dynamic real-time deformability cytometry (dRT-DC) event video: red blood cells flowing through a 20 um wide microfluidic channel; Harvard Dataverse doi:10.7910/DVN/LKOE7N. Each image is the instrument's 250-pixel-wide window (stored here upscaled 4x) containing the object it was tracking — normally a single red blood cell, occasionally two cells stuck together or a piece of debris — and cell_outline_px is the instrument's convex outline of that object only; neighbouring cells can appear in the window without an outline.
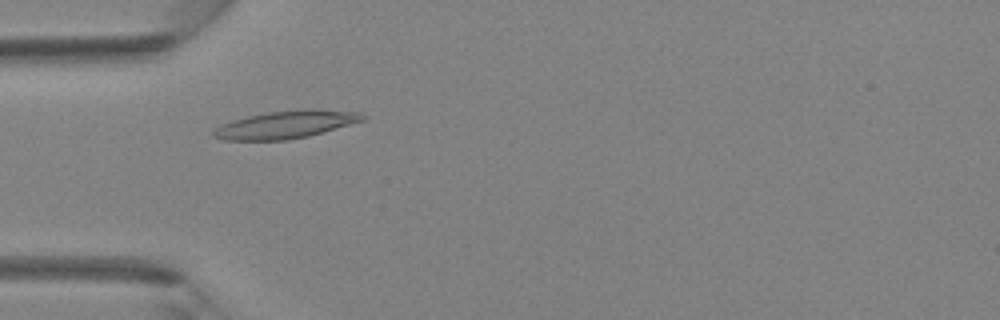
{"species": "Egyptian fruit bat (a non-hibernating species)", "species_latin": "Rousettus aegyptiacus", "temperature_condition": "room temperature", "stored_images_in_passage": 40, "camera_frame_rate_fps": 3000, "um_per_image_px": 0.085, "animal": {"sex": "female"}, "frame": {"image": 1, "passage_image": 11, "time_ms": 3.333, "image_size_px": [1000, 320], "cell_outline_px": [[368, 116], [364, 120], [308, 136], [288, 140], [224, 140], [212, 136], [212, 132], [220, 124], [232, 120], [248, 116], [268, 112], [300, 108], [316, 108], [360, 112]], "centroid_in_image_um": [24.31, 10.57], "position_along_channel_um": 60.7, "area_um2": 24.28}}
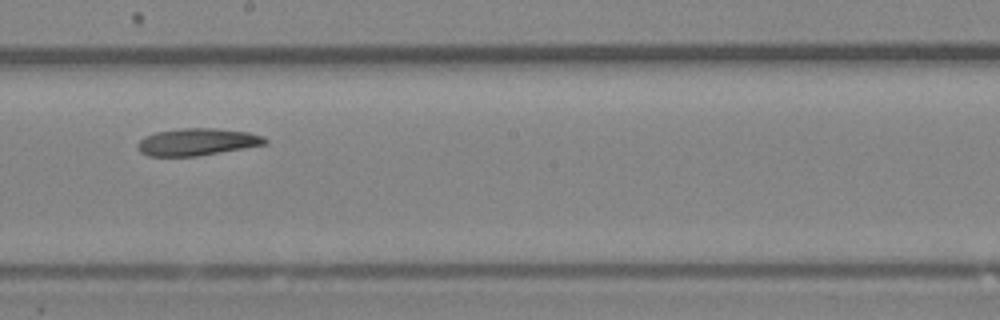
{"frame": {"image": 2, "passage_image": 22, "time_ms": 7.0, "image_size_px": [1000, 320], "cell_outline_px": [[268, 144], [196, 156], [148, 156], [140, 152], [136, 148], [136, 144], [144, 136], [156, 132], [180, 128], [216, 128], [248, 132], [264, 136], [268, 140]], "centroid_in_image_um": [16.74, 12.06], "position_along_channel_um": 231.5, "area_um2": 20.29}}
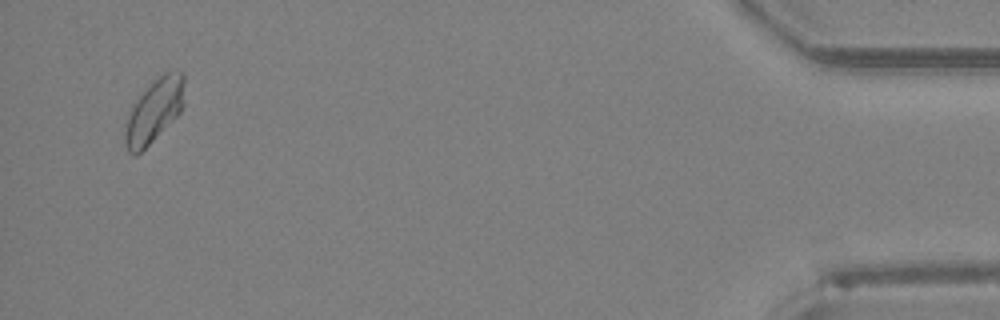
{"frame": {"image": 3, "passage_image": 39, "time_ms": 12.667, "image_size_px": [1000, 320], "cell_outline_px": [[184, 104], [180, 112], [136, 156], [132, 156], [128, 152], [124, 140], [124, 132], [128, 116], [132, 104], [148, 84], [164, 72], [184, 72]], "centroid_in_image_um": [13.09, 9.39], "position_along_channel_um": 422.1, "area_um2": 21.85}}